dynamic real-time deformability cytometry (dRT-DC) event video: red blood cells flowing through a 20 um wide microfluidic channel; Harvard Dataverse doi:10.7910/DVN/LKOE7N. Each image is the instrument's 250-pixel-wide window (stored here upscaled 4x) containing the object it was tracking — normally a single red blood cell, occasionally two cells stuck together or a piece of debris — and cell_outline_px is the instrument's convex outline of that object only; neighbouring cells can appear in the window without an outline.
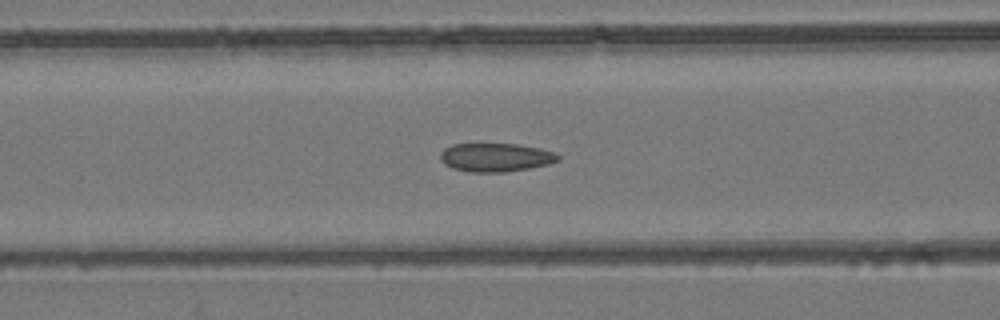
{"species": "common noctule bat (a hibernating species)", "species_latin": "Nyctalus noctula", "temperature_condition": "room temperature", "stored_images_in_passage": 49, "camera_frame_rate_fps": 3000, "um_per_image_px": 0.085, "animal": {"sex": "female", "body_mass_g": 24.6, "forearm_length_mm": 56.2}, "frame": {"image": 1, "passage_image": 20, "time_ms": 6.333, "image_size_px": [1000, 320], "cell_outline_px": [[560, 160], [548, 164], [528, 168], [504, 172], [468, 172], [452, 168], [444, 164], [440, 160], [440, 152], [444, 148], [452, 144], [516, 144], [540, 148], [552, 152], [560, 156]], "centroid_in_image_um": [42.09, 13.38], "position_along_channel_um": 124.5, "area_um2": 19.59}}
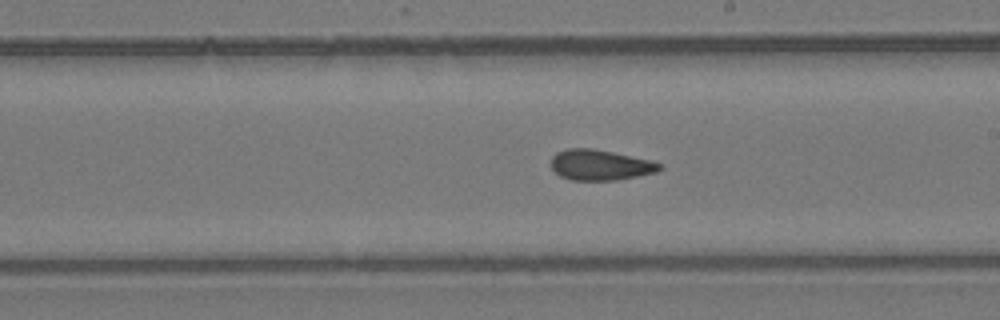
{"frame": {"image": 2, "passage_image": 28, "time_ms": 9.0, "image_size_px": [1000, 320], "cell_outline_px": [[664, 168], [656, 172], [616, 180], [572, 180], [560, 176], [552, 168], [552, 156], [556, 152], [568, 148], [592, 148], [652, 160], [660, 164]], "centroid_in_image_um": [51.02, 14.02], "position_along_channel_um": 238.0, "area_um2": 19.25}}
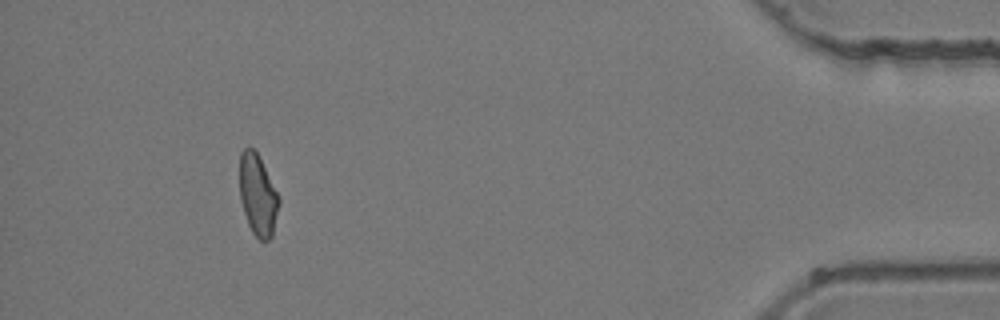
{"frame": {"image": 3, "passage_image": 45, "time_ms": 14.667, "image_size_px": [1000, 320], "cell_outline_px": [[280, 204], [272, 236], [268, 240], [260, 240], [252, 232], [248, 224], [240, 200], [240, 152], [244, 148], [252, 148], [256, 152], [280, 200]], "centroid_in_image_um": [21.9, 16.62], "position_along_channel_um": 413.3, "area_um2": 18.21}}